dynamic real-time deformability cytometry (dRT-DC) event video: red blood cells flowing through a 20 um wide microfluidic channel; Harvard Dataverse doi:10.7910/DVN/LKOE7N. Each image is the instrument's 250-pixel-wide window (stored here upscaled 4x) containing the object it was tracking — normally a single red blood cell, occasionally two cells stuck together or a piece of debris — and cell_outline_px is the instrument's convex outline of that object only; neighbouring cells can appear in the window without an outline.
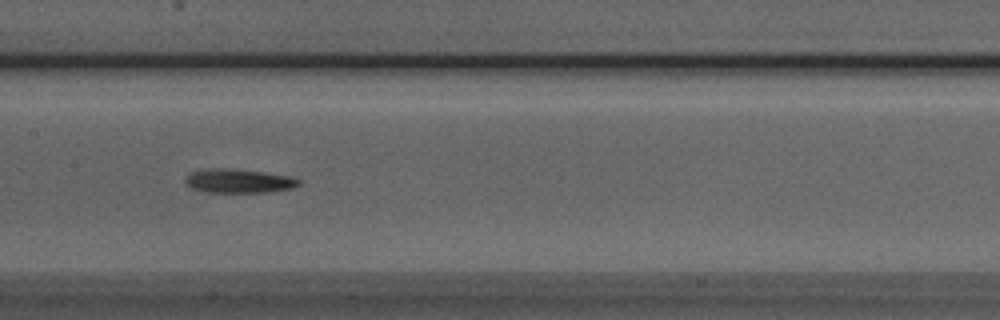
{"species": "Egyptian fruit bat (a non-hibernating species)", "species_latin": "Rousettus aegyptiacus", "temperature_condition": "room temperature", "stored_images_in_passage": 48, "camera_frame_rate_fps": 3000, "um_per_image_px": 0.085, "animal": {"sex": "male"}, "frame": {"image": 1, "passage_image": 22, "time_ms": 7.0, "image_size_px": [1000, 320], "cell_outline_px": [[300, 184], [292, 188], [268, 192], [208, 192], [192, 188], [184, 184], [184, 176], [192, 172], [212, 168], [224, 168], [264, 172], [288, 176], [300, 180]], "centroid_in_image_um": [20.25, 15.38], "position_along_channel_um": 187.2, "area_um2": 15.72}}
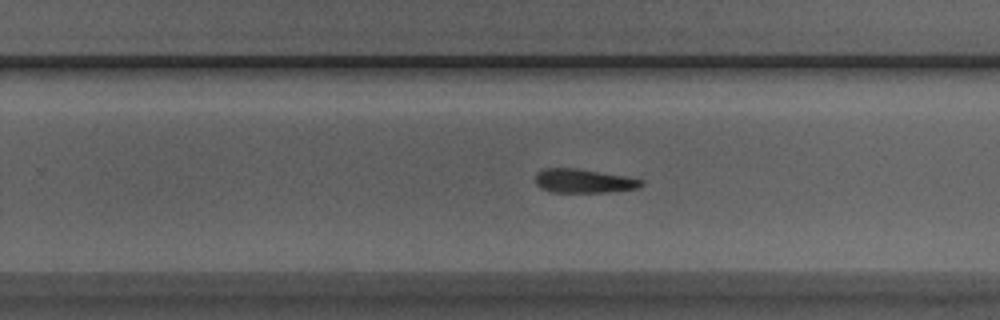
{"frame": {"image": 2, "passage_image": 29, "time_ms": 9.333, "image_size_px": [1000, 320], "cell_outline_px": [[644, 184], [636, 188], [608, 192], [552, 192], [540, 188], [536, 184], [536, 172], [544, 168], [576, 168], [624, 176], [644, 180]], "centroid_in_image_um": [49.58, 15.38], "position_along_channel_um": 280.2, "area_um2": 14.68}}
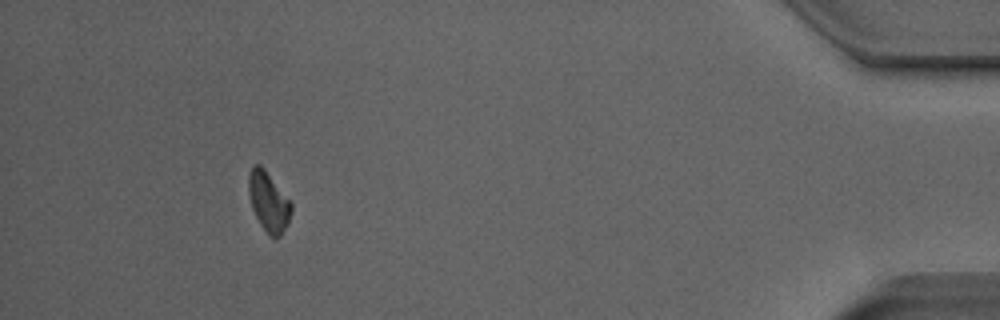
{"frame": {"image": 3, "passage_image": 44, "time_ms": 14.333, "image_size_px": [1000, 320], "cell_outline_px": [[292, 208], [288, 224], [280, 236], [276, 240], [268, 236], [260, 224], [252, 208], [248, 192], [248, 172], [252, 164], [260, 164], [264, 168], [292, 204]], "centroid_in_image_um": [22.8, 17.16], "position_along_channel_um": 412.4, "area_um2": 14.97}, "authors_computed_cell_mechanics": {"area_um2": 15.4904, "velocity_mm_per_s": 4.0063, "shape_relaxation_time_tau1_ms": 4.3186, "shape_relaxation_time_tau2_ms": null, "deformation_change_tau1": 0.151, "deformation_change_tau2": null}}